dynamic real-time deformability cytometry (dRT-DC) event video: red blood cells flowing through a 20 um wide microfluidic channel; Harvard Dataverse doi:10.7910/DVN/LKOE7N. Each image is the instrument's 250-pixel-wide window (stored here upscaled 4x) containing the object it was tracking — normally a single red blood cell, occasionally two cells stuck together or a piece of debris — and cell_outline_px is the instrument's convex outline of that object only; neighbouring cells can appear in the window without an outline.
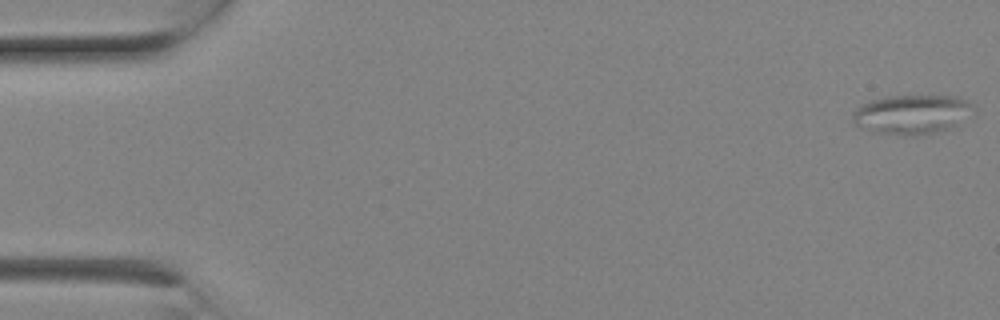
{"species": "Egyptian fruit bat (a non-hibernating species)", "species_latin": "Rousettus aegyptiacus", "temperature_condition": "room temperature", "stored_images_in_passage": 8, "camera_frame_rate_fps": 3000, "um_per_image_px": 0.085, "animal": {"sex": "female"}, "frame": {"image": 1, "passage_image": 1, "time_ms": 0.0, "image_size_px": [1000, 320], "cell_outline_px": [[976, 112], [960, 124], [932, 132], [916, 136], [904, 136], [872, 132], [856, 124], [852, 120], [852, 112], [856, 108], [872, 100], [888, 96], [960, 96], [976, 104]], "centroid_in_image_um": [77.59, 9.71], "position_along_channel_um": 7.4, "area_um2": 28.09}}